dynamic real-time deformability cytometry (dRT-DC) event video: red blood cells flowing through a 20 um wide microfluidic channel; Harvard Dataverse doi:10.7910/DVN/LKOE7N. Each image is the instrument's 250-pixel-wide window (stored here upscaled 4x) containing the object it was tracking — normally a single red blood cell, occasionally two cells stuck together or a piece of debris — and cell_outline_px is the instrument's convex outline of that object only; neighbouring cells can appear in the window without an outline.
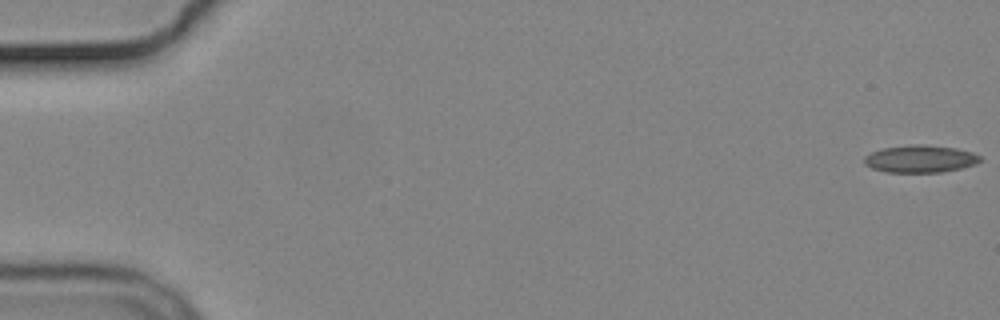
{"species": "common noctule bat (a hibernating species)", "species_latin": "Nyctalus noctula", "temperature_condition": "cold", "stored_images_in_passage": 56, "camera_frame_rate_fps": 3000, "um_per_image_px": 0.085, "animal": {"sex": "male", "body_mass_g": 19.2, "forearm_length_mm": 51.8}, "frame": {"image": 1, "passage_image": 1, "time_ms": 0.0, "image_size_px": [1000, 320], "cell_outline_px": [[984, 160], [976, 164], [960, 168], [940, 172], [888, 172], [872, 168], [864, 164], [864, 156], [872, 152], [884, 148], [912, 144], [924, 144], [956, 148], [972, 152], [980, 156]], "centroid_in_image_um": [78.24, 13.5], "position_along_channel_um": 6.8, "area_um2": 18.5}}
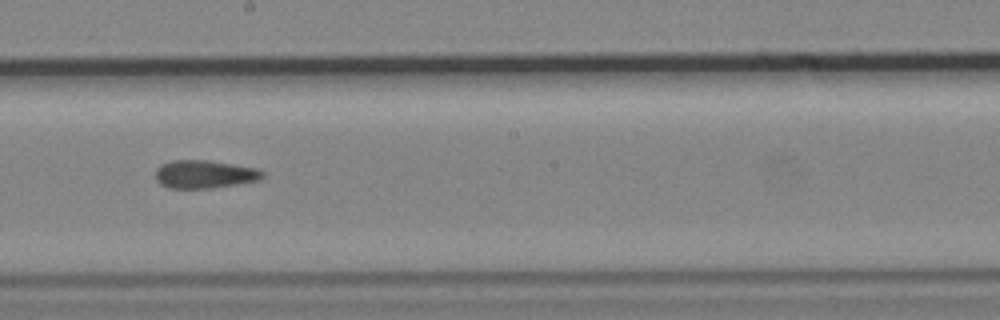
{"frame": {"image": 2, "passage_image": 32, "time_ms": 10.333, "image_size_px": [1000, 320], "cell_outline_px": [[264, 176], [256, 180], [236, 184], [208, 188], [168, 188], [160, 184], [156, 180], [156, 168], [160, 164], [172, 160], [208, 160], [256, 168], [264, 172]], "centroid_in_image_um": [17.33, 14.8], "position_along_channel_um": 230.9, "area_um2": 17.4}}
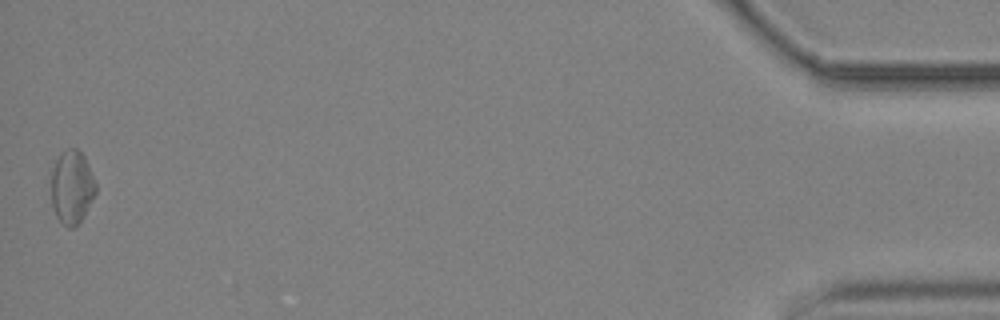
{"frame": {"image": 3, "passage_image": 56, "time_ms": 18.333, "image_size_px": [1000, 320], "cell_outline_px": [[96, 192], [84, 216], [72, 228], [68, 228], [56, 216], [52, 204], [52, 172], [56, 160], [60, 152], [68, 148], [76, 148], [84, 156], [88, 164], [96, 184]], "centroid_in_image_um": [6.11, 15.89], "position_along_channel_um": 429.1, "area_um2": 18.84}, "authors_computed_cell_mechanics": {"area_um2": 17.8602, "velocity_mm_per_s": 3.6719, "shape_relaxation_time_tau1_ms": null, "shape_relaxation_time_tau2_ms": 4.0736, "deformation_change_tau1": null, "deformation_change_tau2": 0.1266}}